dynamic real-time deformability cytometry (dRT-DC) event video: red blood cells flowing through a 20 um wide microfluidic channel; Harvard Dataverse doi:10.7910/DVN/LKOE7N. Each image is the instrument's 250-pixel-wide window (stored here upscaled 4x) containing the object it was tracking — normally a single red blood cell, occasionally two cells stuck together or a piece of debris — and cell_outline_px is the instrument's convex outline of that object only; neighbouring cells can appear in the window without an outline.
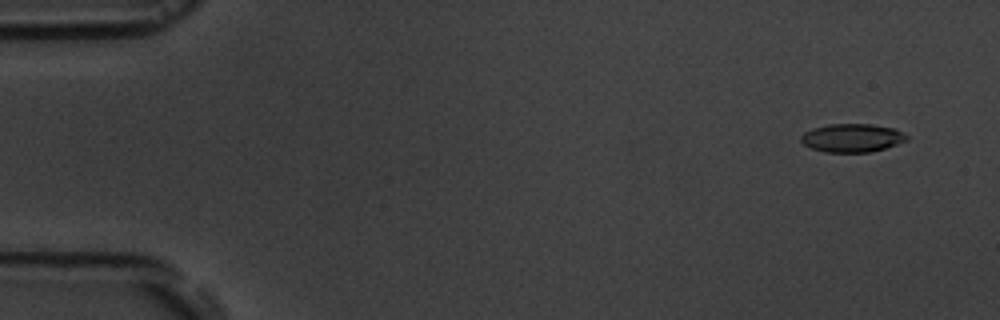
{"species": "common noctule bat (a hibernating species)", "species_latin": "Nyctalus noctula", "temperature_condition": "room temperature", "stored_images_in_passage": 5, "camera_frame_rate_fps": 3000, "um_per_image_px": 0.085, "animal": {"sex": "male", "body_mass_g": 19.5, "forearm_length_mm": 54.6}, "frame": {"image": 1, "passage_image": 1, "time_ms": 0.0, "image_size_px": [1000, 320], "cell_outline_px": [[908, 140], [872, 152], [824, 152], [812, 148], [804, 144], [800, 140], [800, 136], [804, 132], [812, 128], [828, 124], [872, 124], [892, 128], [908, 136]], "centroid_in_image_um": [72.39, 11.72], "position_along_channel_um": 12.6, "area_um2": 17.4}}
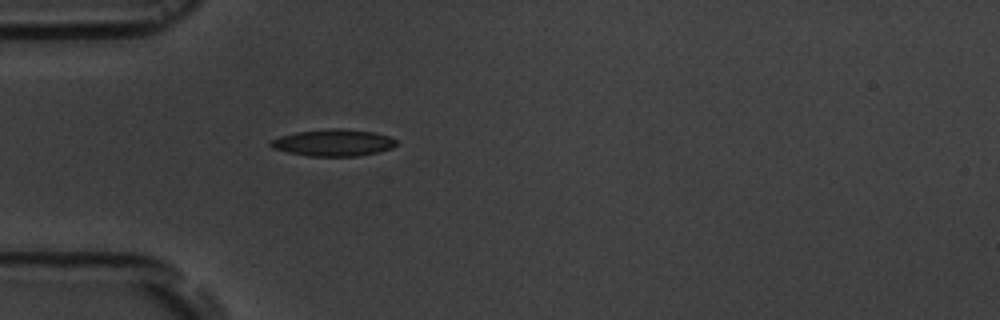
{"frame": {"image": 2, "passage_image": 5, "time_ms": 4.333, "image_size_px": [1000, 320], "cell_outline_px": [[396, 144], [392, 148], [376, 152], [356, 156], [308, 156], [288, 152], [272, 148], [268, 144], [272, 140], [280, 136], [296, 132], [332, 128], [340, 128], [372, 132], [388, 136], [396, 140]], "centroid_in_image_um": [28.3, 12.13], "position_along_channel_um": 56.7, "area_um2": 19.42}}